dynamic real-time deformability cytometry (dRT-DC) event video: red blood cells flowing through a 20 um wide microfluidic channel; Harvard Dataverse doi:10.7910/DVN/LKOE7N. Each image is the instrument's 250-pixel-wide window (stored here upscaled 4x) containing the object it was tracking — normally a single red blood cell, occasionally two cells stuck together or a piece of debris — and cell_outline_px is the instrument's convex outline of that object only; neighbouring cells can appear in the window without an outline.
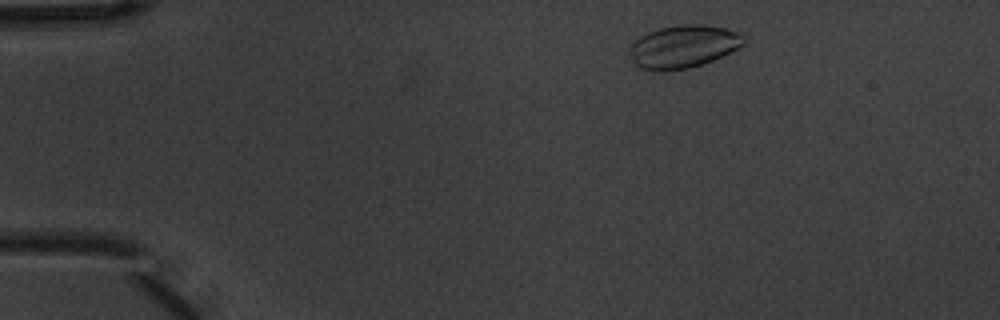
{"species": "common noctule bat (a hibernating species)", "species_latin": "Nyctalus noctula", "temperature_condition": "warm", "stored_images_in_passage": 3, "camera_frame_rate_fps": 3000, "um_per_image_px": 0.085, "animal": {"sex": "male", "body_mass_g": 20.1, "forearm_length_mm": 53.5}, "frame": {"image": 1, "passage_image": 1, "time_ms": 0.0, "image_size_px": [1000, 320], "cell_outline_px": [[744, 44], [712, 60], [688, 68], [664, 72], [660, 72], [640, 68], [632, 60], [628, 52], [628, 48], [632, 40], [648, 32], [660, 28], [680, 24], [704, 24], [724, 28], [740, 32], [744, 36]], "centroid_in_image_um": [58.01, 3.95], "position_along_channel_um": 27.0, "area_um2": 28.61}}